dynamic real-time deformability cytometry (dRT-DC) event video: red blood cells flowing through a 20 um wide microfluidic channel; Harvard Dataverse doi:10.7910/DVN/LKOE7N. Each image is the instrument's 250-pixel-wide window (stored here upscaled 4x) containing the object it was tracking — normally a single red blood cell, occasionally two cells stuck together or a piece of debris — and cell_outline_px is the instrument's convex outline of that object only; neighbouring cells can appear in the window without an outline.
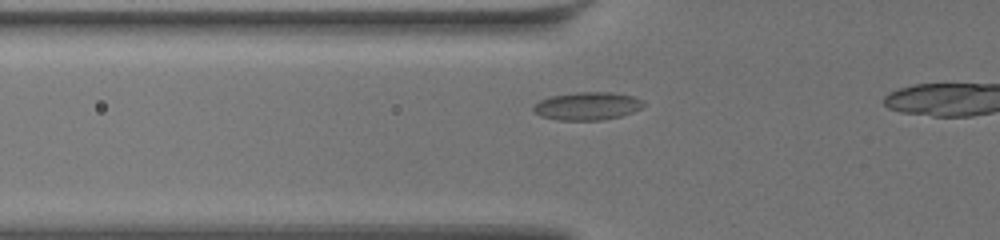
{"species": "common noctule bat (a hibernating species)", "species_latin": "Nyctalus noctula", "temperature_condition": "warm", "stored_images_in_passage": 47, "camera_frame_rate_fps": 3000, "um_per_image_px": 0.085, "animal": {"sex": "female", "body_mass_g": 19.5, "forearm_length_mm": 54.1}, "frame": {"image": 1, "passage_image": 17, "time_ms": 5.333, "image_size_px": [1000, 240], "cell_outline_px": [[644, 104], [640, 108], [632, 112], [620, 116], [600, 120], [556, 120], [540, 116], [532, 108], [540, 100], [552, 96], [576, 92], [612, 92], [632, 96], [644, 100]], "centroid_in_image_um": [49.92, 9.01], "position_along_channel_um": 75.9, "area_um2": 17.8}}
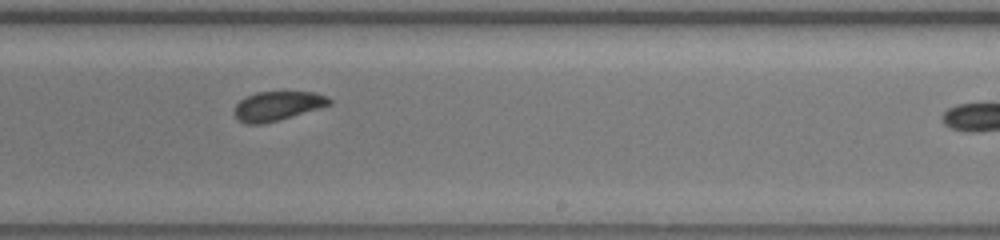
{"frame": {"image": 2, "passage_image": 33, "time_ms": 10.667, "image_size_px": [1000, 240], "cell_outline_px": [[332, 104], [264, 124], [248, 124], [240, 120], [236, 116], [236, 104], [244, 96], [256, 92], [316, 92], [328, 96], [332, 100]], "centroid_in_image_um": [23.61, 8.98], "position_along_channel_um": 265.4, "area_um2": 16.01}}
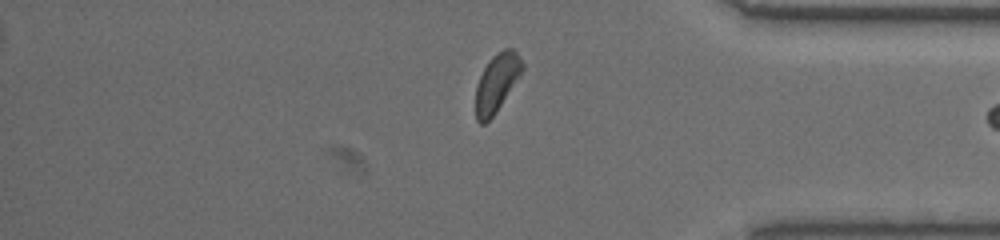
{"frame": {"image": 3, "passage_image": 45, "time_ms": 14.667, "image_size_px": [1000, 240], "cell_outline_px": [[524, 68], [492, 116], [484, 124], [480, 124], [476, 120], [476, 84], [484, 68], [492, 56], [496, 52], [504, 48], [512, 48], [516, 52], [524, 64]], "centroid_in_image_um": [42.2, 7.0], "position_along_channel_um": 393.0, "area_um2": 15.32}}